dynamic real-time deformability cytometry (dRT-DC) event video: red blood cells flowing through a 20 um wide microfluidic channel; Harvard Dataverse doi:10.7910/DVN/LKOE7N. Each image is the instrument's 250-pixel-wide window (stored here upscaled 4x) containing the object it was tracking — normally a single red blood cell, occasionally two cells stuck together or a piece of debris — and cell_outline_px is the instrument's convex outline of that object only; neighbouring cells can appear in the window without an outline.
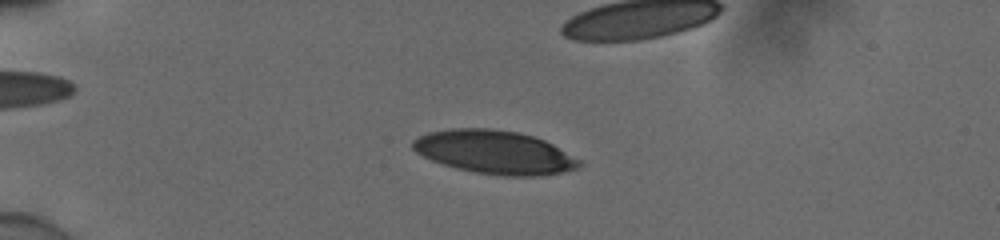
{"species": "human", "species_latin": "Homo sapiens", "temperature_condition": "cold", "stored_images_in_passage": 16, "camera_frame_rate_fps": 3000, "um_per_image_px": 0.085, "donor": {"sex": "male"}, "frame": {"image": 1, "passage_image": 10, "time_ms": 3.0, "image_size_px": [1000, 240], "cell_outline_px": [[580, 164], [576, 168], [560, 172], [540, 176], [504, 176], [476, 172], [456, 168], [432, 160], [416, 152], [412, 148], [412, 140], [428, 132], [448, 128], [492, 128], [516, 132], [536, 136], [552, 144], [580, 160]], "centroid_in_image_um": [42.01, 12.92], "position_along_channel_um": 43.0, "area_um2": 41.91}}